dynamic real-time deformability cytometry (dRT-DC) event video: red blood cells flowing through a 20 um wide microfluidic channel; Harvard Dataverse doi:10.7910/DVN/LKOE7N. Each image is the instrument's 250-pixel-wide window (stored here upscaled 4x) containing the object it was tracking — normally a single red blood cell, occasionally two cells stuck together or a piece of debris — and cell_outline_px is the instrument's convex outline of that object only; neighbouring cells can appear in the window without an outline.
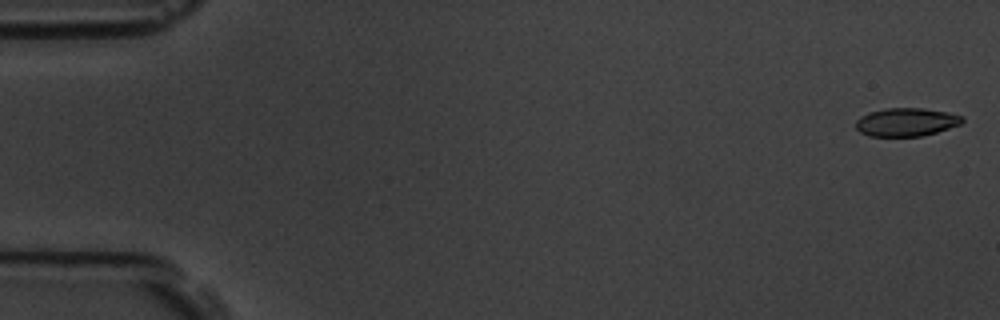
{"species": "common noctule bat (a hibernating species)", "species_latin": "Nyctalus noctula", "temperature_condition": "room temperature", "stored_images_in_passage": 6, "camera_frame_rate_fps": 3000, "um_per_image_px": 0.085, "animal": {"sex": "male", "body_mass_g": 19.5, "forearm_length_mm": 54.6}, "frame": {"image": 1, "passage_image": 1, "time_ms": 0.0, "image_size_px": [1000, 320], "cell_outline_px": [[964, 120], [960, 124], [936, 132], [920, 136], [868, 136], [860, 132], [856, 128], [856, 120], [860, 116], [868, 112], [884, 108], [920, 108], [948, 112], [964, 116]], "centroid_in_image_um": [77.01, 10.37], "position_along_channel_um": 8.0, "area_um2": 17.57}}
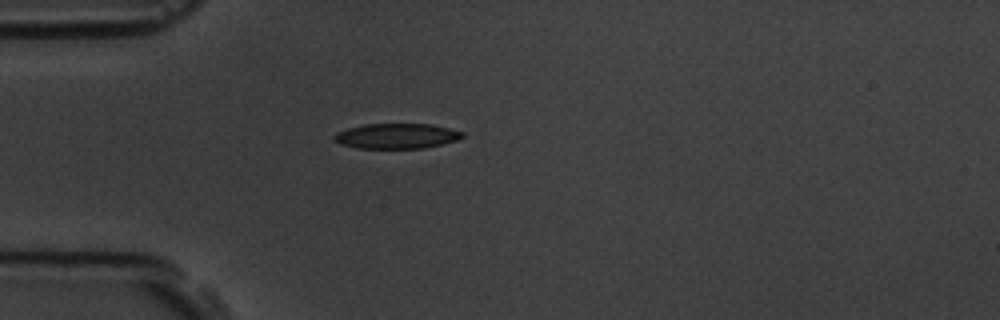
{"frame": {"image": 2, "passage_image": 5, "time_ms": 4.667, "image_size_px": [1000, 320], "cell_outline_px": [[464, 136], [456, 140], [424, 148], [356, 148], [340, 144], [332, 136], [336, 132], [348, 128], [364, 124], [432, 124], [464, 132]], "centroid_in_image_um": [33.69, 11.56], "position_along_channel_um": 51.3, "area_um2": 18.73}}